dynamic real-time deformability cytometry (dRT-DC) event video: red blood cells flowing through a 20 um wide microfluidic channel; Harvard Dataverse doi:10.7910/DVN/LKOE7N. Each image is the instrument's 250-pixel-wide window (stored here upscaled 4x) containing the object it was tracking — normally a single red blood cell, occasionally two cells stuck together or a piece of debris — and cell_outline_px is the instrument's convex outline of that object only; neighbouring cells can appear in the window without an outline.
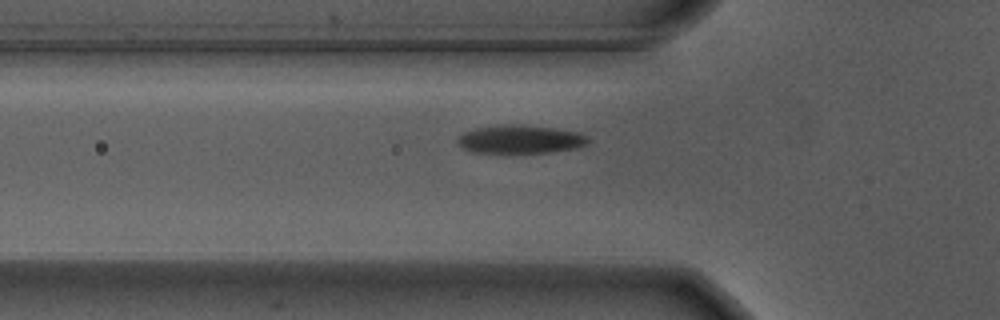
{"species": "Egyptian fruit bat (a non-hibernating species)", "species_latin": "Rousettus aegyptiacus", "temperature_condition": "warm", "stored_images_in_passage": 34, "camera_frame_rate_fps": 3000, "um_per_image_px": 0.085, "animal": {"sex": "male"}, "frame": {"image": 1, "passage_image": 2, "time_ms": 0.333, "image_size_px": [1000, 320], "cell_outline_px": [[588, 144], [576, 148], [552, 152], [472, 152], [464, 148], [456, 140], [464, 132], [476, 128], [508, 124], [524, 124], [580, 132], [588, 136]], "centroid_in_image_um": [44.27, 11.83], "position_along_channel_um": 81.5, "area_um2": 21.39}}
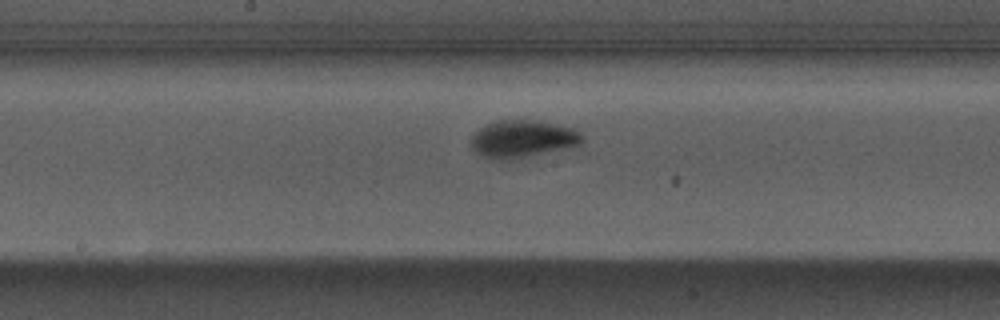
{"frame": {"image": 2, "passage_image": 12, "time_ms": 3.667, "image_size_px": [1000, 320], "cell_outline_px": [[584, 140], [580, 144], [572, 148], [512, 160], [492, 160], [476, 152], [472, 148], [468, 140], [472, 132], [488, 124], [500, 120], [540, 120], [572, 128], [580, 132], [584, 136]], "centroid_in_image_um": [44.42, 11.82], "position_along_channel_um": 203.8, "area_um2": 24.91}}
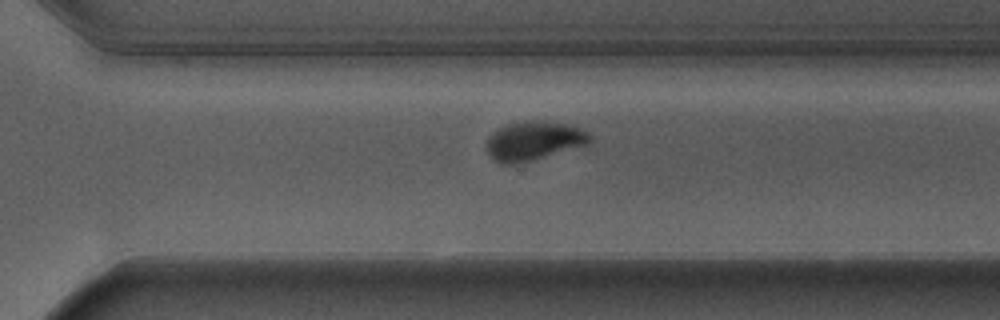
{"frame": {"image": 3, "passage_image": 22, "time_ms": 7.0, "image_size_px": [1000, 320], "cell_outline_px": [[592, 140], [588, 144], [532, 160], [512, 164], [500, 164], [488, 152], [484, 144], [488, 136], [496, 128], [508, 124], [532, 120], [568, 124], [580, 128], [588, 132], [592, 136]], "centroid_in_image_um": [45.35, 11.96], "position_along_channel_um": 325.3, "area_um2": 23.41}, "authors_computed_cell_mechanics": {"area_um2": 22.9466, "velocity_mm_per_s": 3.6511, "shape_relaxation_time_tau1_ms": 2.0274, "shape_relaxation_time_tau2_ms": null, "deformation_change_tau1": 0.1574, "deformation_change_tau2": null}}